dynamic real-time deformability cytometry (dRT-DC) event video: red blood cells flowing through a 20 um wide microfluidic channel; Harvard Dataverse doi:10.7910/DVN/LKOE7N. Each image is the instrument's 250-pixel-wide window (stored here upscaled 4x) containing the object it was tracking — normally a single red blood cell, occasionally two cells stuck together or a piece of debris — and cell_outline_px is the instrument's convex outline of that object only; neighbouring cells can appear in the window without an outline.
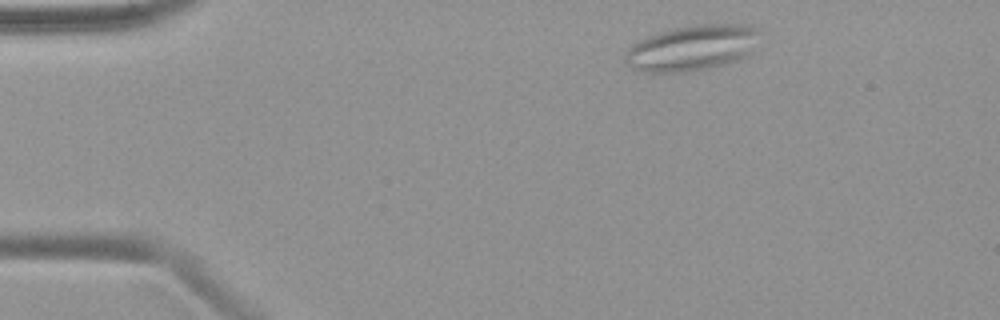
{"species": "common noctule bat (a hibernating species)", "species_latin": "Nyctalus noctula", "temperature_condition": "warm", "stored_images_in_passage": 45, "segment_of_instrument_passage": [1, 2], "camera_frame_rate_fps": 3000, "um_per_image_px": 0.085, "animal": {"sex": "female", "body_mass_g": 19.9}, "frame": {"image": 1, "passage_image": 3, "time_ms": 0.667, "image_size_px": [1000, 320], "cell_outline_px": [[760, 32], [752, 52], [748, 56], [728, 64], [688, 72], [644, 72], [632, 68], [624, 60], [628, 48], [636, 40], [672, 28], [692, 24], [748, 24], [760, 28]], "centroid_in_image_um": [58.86, 4.06], "position_along_channel_um": 26.1, "area_um2": 36.3}}